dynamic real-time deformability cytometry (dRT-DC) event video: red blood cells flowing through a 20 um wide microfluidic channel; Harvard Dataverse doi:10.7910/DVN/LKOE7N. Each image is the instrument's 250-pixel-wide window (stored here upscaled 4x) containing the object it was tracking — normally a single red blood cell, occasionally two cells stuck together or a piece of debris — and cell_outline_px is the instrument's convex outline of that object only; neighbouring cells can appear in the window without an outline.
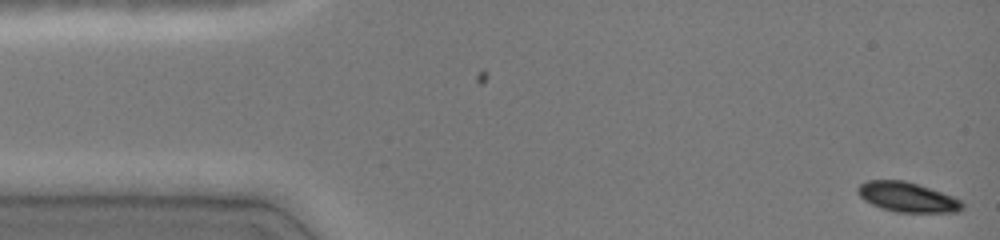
{"species": "common noctule bat (a hibernating species)", "species_latin": "Nyctalus noctula", "temperature_condition": "cold", "stored_images_in_passage": 3, "camera_frame_rate_fps": 3000, "um_per_image_px": 0.085, "animal": {"sex": "female", "body_mass_g": 19.0, "forearm_length_mm": 51.5}, "frame": {"image": 1, "passage_image": 3, "time_ms": 0.667, "image_size_px": [1000, 240], "cell_outline_px": [[964, 208], [960, 212], [896, 212], [880, 208], [864, 200], [856, 192], [856, 188], [860, 184], [868, 180], [904, 180], [952, 196], [960, 200], [964, 204]], "centroid_in_image_um": [77.1, 16.76], "position_along_channel_um": 7.9, "area_um2": 18.09}}